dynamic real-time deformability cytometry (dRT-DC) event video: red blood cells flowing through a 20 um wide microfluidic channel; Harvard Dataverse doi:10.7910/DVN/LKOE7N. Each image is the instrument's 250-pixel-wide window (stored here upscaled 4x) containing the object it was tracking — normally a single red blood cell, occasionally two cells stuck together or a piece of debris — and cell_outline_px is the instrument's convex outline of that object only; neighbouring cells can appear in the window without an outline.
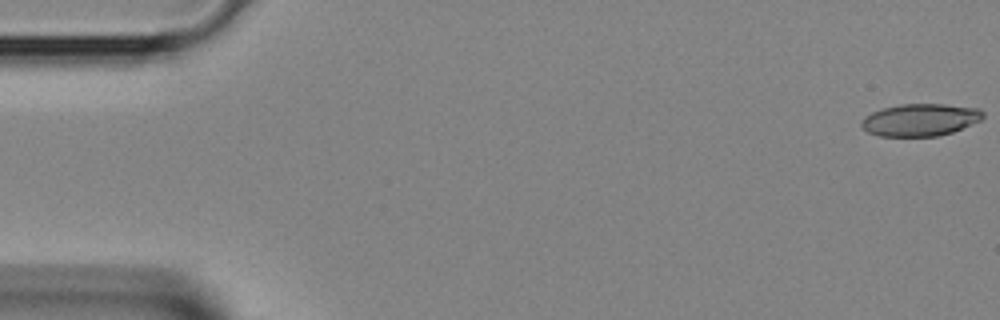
{"species": "Egyptian fruit bat (a non-hibernating species)", "species_latin": "Rousettus aegyptiacus", "temperature_condition": "room temperature", "stored_images_in_passage": 41, "camera_frame_rate_fps": 3000, "um_per_image_px": 0.085, "animal": {"sex": "female"}, "frame": {"image": 1, "passage_image": 1, "time_ms": 0.0, "image_size_px": [1000, 320], "cell_outline_px": [[984, 116], [980, 120], [952, 132], [936, 136], [880, 136], [868, 132], [860, 124], [860, 120], [864, 116], [872, 112], [884, 108], [900, 104], [944, 104], [980, 108], [984, 112]], "centroid_in_image_um": [78.21, 10.18], "position_along_channel_um": 6.8, "area_um2": 22.83}}
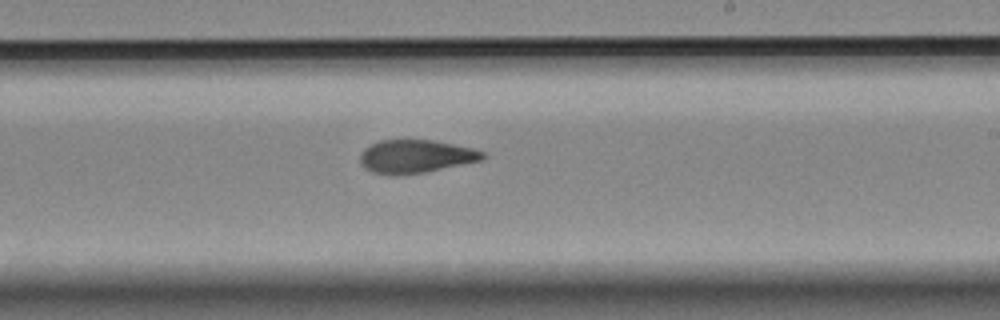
{"frame": {"image": 2, "passage_image": 24, "time_ms": 7.667, "image_size_px": [1000, 320], "cell_outline_px": [[488, 156], [484, 160], [428, 172], [404, 176], [388, 176], [372, 172], [364, 168], [360, 164], [360, 156], [364, 148], [380, 140], [432, 140], [472, 148], [484, 152]], "centroid_in_image_um": [35.34, 13.33], "position_along_channel_um": 253.7, "area_um2": 24.28}}
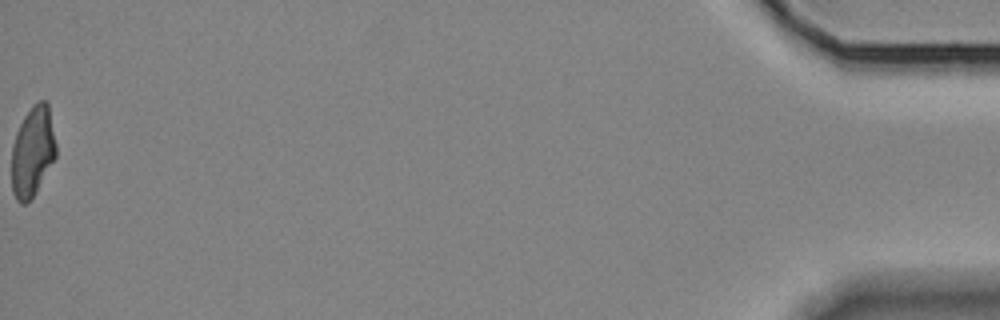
{"frame": {"image": 3, "passage_image": 41, "time_ms": 13.333, "image_size_px": [1000, 320], "cell_outline_px": [[56, 156], [36, 192], [24, 204], [20, 204], [16, 200], [12, 192], [12, 144], [16, 132], [24, 116], [32, 104], [40, 100], [44, 100], [48, 104], [56, 144]], "centroid_in_image_um": [2.76, 12.87], "position_along_channel_um": 432.4, "area_um2": 23.29}}